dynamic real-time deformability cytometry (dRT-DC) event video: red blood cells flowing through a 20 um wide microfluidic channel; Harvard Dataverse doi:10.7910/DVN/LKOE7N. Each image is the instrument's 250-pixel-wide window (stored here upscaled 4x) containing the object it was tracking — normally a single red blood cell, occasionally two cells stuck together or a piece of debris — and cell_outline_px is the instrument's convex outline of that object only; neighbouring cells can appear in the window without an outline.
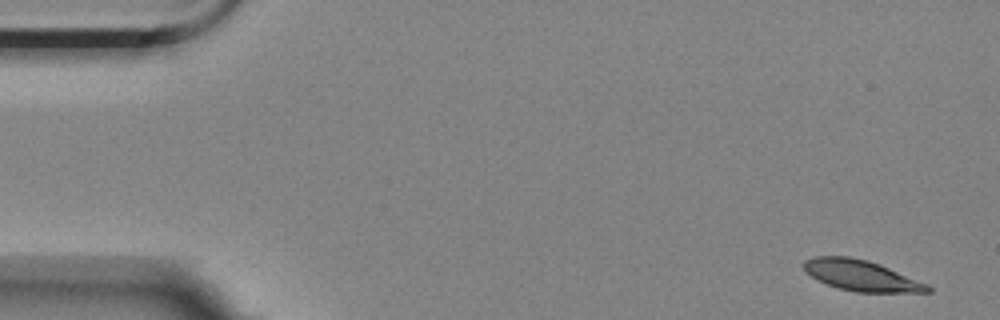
{"species": "Egyptian fruit bat (a non-hibernating species)", "species_latin": "Rousettus aegyptiacus", "temperature_condition": "room temperature", "stored_images_in_passage": 5, "camera_frame_rate_fps": 3000, "um_per_image_px": 0.085, "animal": {"sex": "female"}, "frame": {"image": 1, "passage_image": 1, "time_ms": 0.0, "image_size_px": [1000, 320], "cell_outline_px": [[932, 292], [856, 292], [836, 288], [804, 272], [804, 260], [812, 256], [848, 256], [868, 260], [880, 264], [928, 284], [932, 288]], "centroid_in_image_um": [73.2, 23.41], "position_along_channel_um": 11.8, "area_um2": 22.2}}
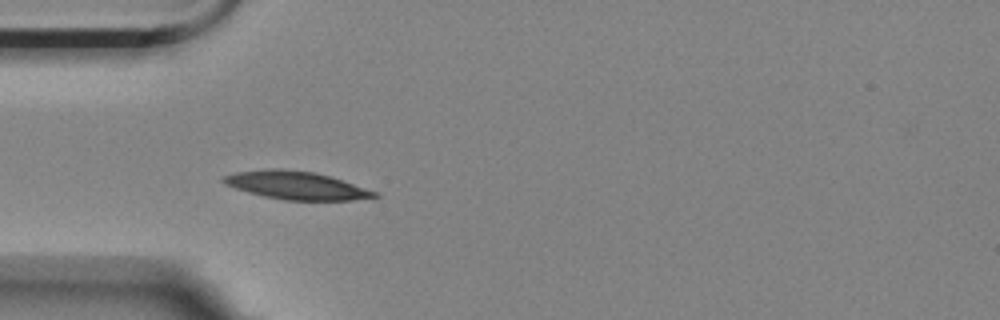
{"frame": {"image": 2, "passage_image": 4, "time_ms": 1.0, "image_size_px": [1000, 320], "cell_outline_px": [[380, 196], [352, 200], [284, 200], [264, 196], [248, 192], [224, 184], [220, 180], [224, 176], [236, 172], [272, 168], [280, 168], [312, 172], [332, 176], [376, 192]], "centroid_in_image_um": [25.16, 15.75], "position_along_channel_um": 59.8, "area_um2": 24.51}}
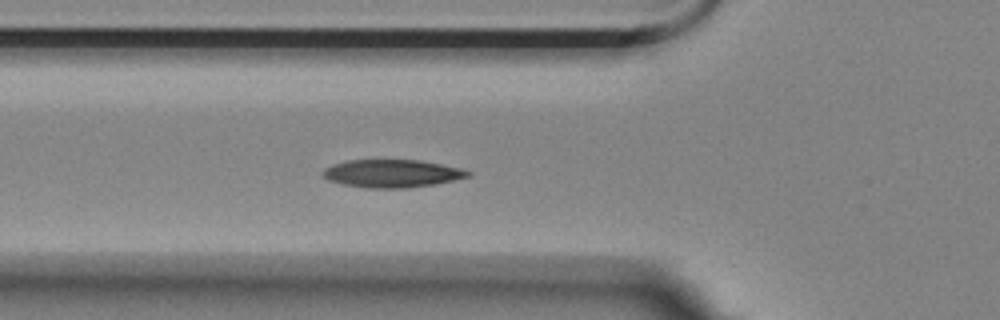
{"frame": {"image": 3, "passage_image": 5, "time_ms": 1.333, "image_size_px": [1000, 320], "cell_outline_px": [[472, 176], [432, 184], [408, 188], [368, 188], [344, 184], [328, 180], [320, 172], [324, 168], [332, 164], [348, 160], [420, 160], [460, 168], [472, 172]], "centroid_in_image_um": [33.3, 14.74], "position_along_channel_um": 92.5, "area_um2": 23.47}}